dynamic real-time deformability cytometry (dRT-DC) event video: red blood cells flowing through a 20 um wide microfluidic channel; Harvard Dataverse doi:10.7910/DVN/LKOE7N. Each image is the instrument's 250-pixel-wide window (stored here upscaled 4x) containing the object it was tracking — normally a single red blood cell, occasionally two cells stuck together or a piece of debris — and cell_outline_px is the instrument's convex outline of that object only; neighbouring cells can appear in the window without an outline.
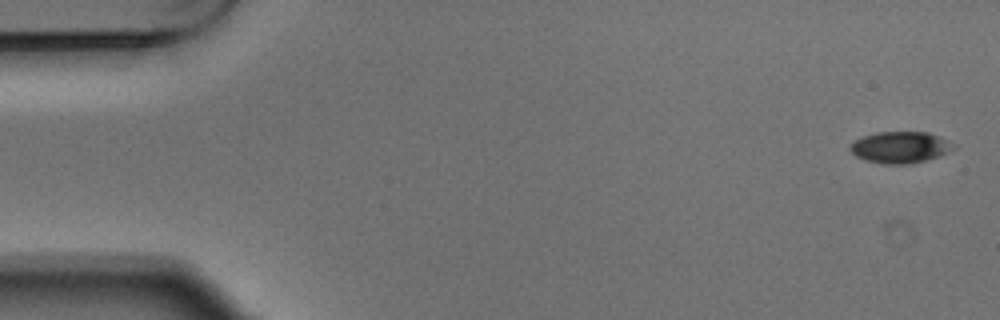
{"species": "Egyptian fruit bat (a non-hibernating species)", "species_latin": "Rousettus aegyptiacus", "temperature_condition": "warm", "stored_images_in_passage": 5, "camera_frame_rate_fps": 3000, "um_per_image_px": 0.085, "animal": {"sex": "male"}, "frame": {"image": 1, "passage_image": 1, "time_ms": 0.0, "image_size_px": [1000, 320], "cell_outline_px": [[956, 148], [936, 156], [924, 160], [908, 164], [884, 164], [864, 160], [856, 156], [848, 148], [856, 140], [864, 136], [876, 132], [928, 132], [940, 136], [956, 144]], "centroid_in_image_um": [76.52, 12.51], "position_along_channel_um": 8.5, "area_um2": 18.84}}
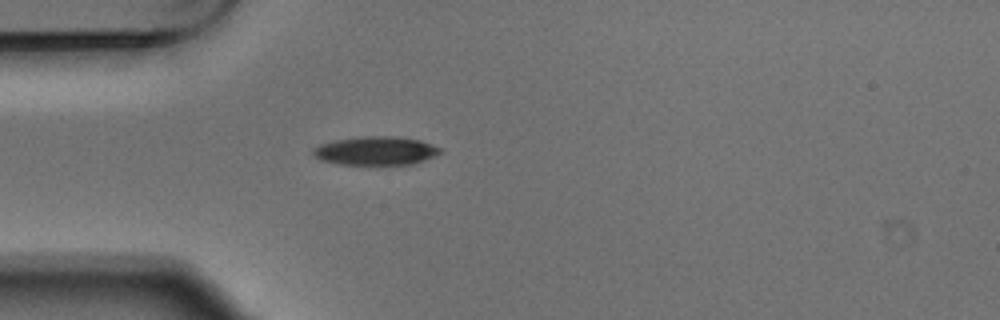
{"frame": {"image": 2, "passage_image": 5, "time_ms": 1.333, "image_size_px": [1000, 320], "cell_outline_px": [[444, 152], [424, 160], [412, 164], [340, 164], [320, 160], [312, 152], [312, 148], [320, 144], [336, 140], [364, 136], [396, 136], [420, 140], [444, 148]], "centroid_in_image_um": [31.99, 12.81], "position_along_channel_um": 53.0, "area_um2": 21.21}}